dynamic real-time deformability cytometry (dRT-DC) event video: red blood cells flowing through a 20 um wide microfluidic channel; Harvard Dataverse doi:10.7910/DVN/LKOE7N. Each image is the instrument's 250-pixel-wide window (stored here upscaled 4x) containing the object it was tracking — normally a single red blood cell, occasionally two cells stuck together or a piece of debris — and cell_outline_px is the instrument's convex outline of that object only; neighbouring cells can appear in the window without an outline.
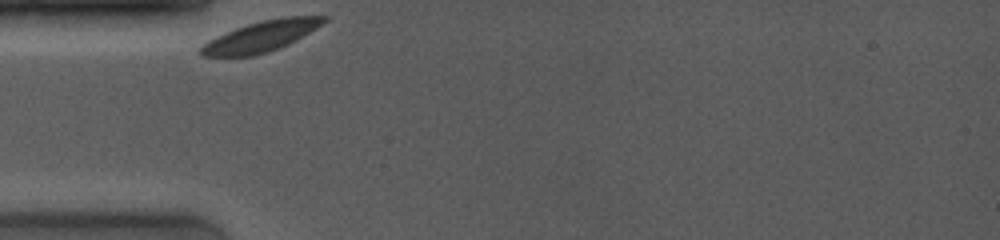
{"species": "common noctule bat (a hibernating species)", "species_latin": "Nyctalus noctula", "temperature_condition": "room temperature", "stored_images_in_passage": 42, "camera_frame_rate_fps": 4000, "um_per_image_px": 0.085, "animal": {"sex": "female", "body_mass_g": 19.0, "forearm_length_mm": 53.3}, "frame": {"image": 1, "passage_image": 1, "time_ms": 0.0, "image_size_px": [1000, 240], "cell_outline_px": [[328, 20], [316, 28], [288, 44], [268, 52], [252, 56], [200, 56], [200, 48], [208, 40], [224, 32], [260, 20], [280, 16], [328, 16]], "centroid_in_image_um": [22.19, 3.07], "position_along_channel_um": 62.8, "area_um2": 21.96}}
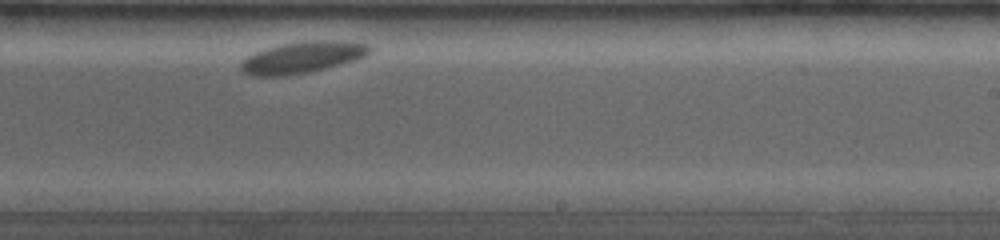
{"frame": {"image": 2, "passage_image": 29, "time_ms": 6.0, "image_size_px": [1000, 240], "cell_outline_px": [[372, 52], [356, 60], [308, 72], [284, 76], [248, 76], [240, 68], [240, 64], [248, 56], [256, 52], [268, 48], [284, 44], [304, 40], [340, 40], [368, 44], [372, 48]], "centroid_in_image_um": [25.73, 4.87], "position_along_channel_um": 263.3, "area_um2": 23.58}}
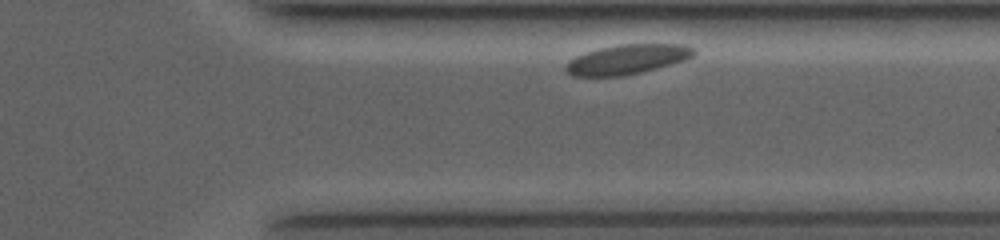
{"frame": {"image": 3, "passage_image": 39, "time_ms": 8.75, "image_size_px": [1000, 240], "cell_outline_px": [[696, 52], [692, 56], [684, 60], [656, 68], [624, 76], [572, 76], [564, 68], [564, 64], [568, 60], [576, 56], [600, 48], [620, 44], [684, 44], [692, 48]], "centroid_in_image_um": [53.27, 5.04], "position_along_channel_um": 358.1, "area_um2": 21.96}}